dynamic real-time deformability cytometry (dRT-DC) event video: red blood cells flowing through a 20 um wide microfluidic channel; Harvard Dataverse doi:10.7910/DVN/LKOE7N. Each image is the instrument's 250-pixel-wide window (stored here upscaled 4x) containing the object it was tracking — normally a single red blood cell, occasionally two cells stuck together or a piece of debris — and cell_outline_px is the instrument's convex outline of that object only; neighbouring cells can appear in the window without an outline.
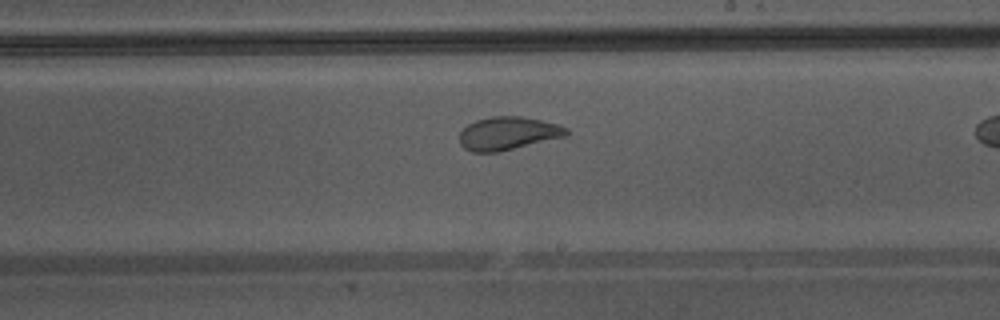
{"species": "Egyptian fruit bat (a non-hibernating species)", "species_latin": "Rousettus aegyptiacus", "temperature_condition": "warm", "stored_images_in_passage": 25, "camera_frame_rate_fps": 3000, "um_per_image_px": 0.085, "animal": {"sex": "male"}, "frame": {"image": 1, "passage_image": 15, "time_ms": 4.667, "image_size_px": [1000, 320], "cell_outline_px": [[568, 136], [496, 152], [472, 152], [464, 148], [460, 144], [460, 132], [468, 124], [476, 120], [492, 116], [520, 116], [540, 120], [556, 124], [568, 128]], "centroid_in_image_um": [43.17, 11.33], "position_along_channel_um": 245.8, "area_um2": 20.52}}